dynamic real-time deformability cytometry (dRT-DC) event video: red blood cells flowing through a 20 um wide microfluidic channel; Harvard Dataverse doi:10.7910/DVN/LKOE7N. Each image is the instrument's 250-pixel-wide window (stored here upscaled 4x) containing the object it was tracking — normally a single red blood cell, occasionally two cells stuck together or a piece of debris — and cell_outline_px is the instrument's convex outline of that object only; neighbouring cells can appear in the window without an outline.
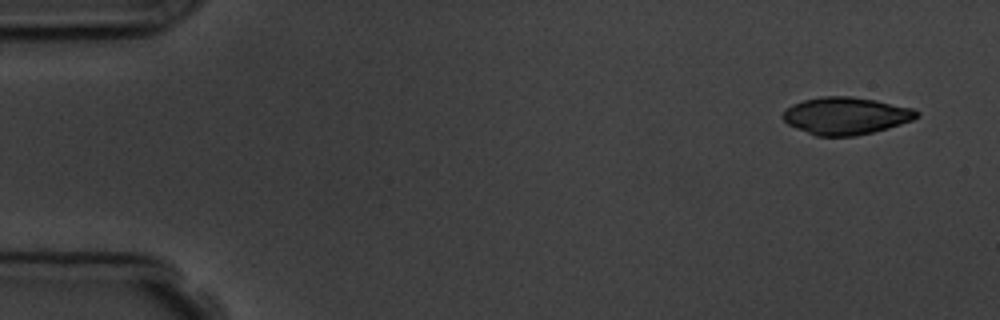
{"species": "common noctule bat (a hibernating species)", "species_latin": "Nyctalus noctula", "temperature_condition": "room temperature", "stored_images_in_passage": 4, "camera_frame_rate_fps": 3000, "um_per_image_px": 0.085, "animal": {"sex": "male", "body_mass_g": 19.5, "forearm_length_mm": 54.6}, "frame": {"image": 1, "passage_image": 1, "time_ms": 0.0, "image_size_px": [1000, 320], "cell_outline_px": [[920, 112], [912, 120], [888, 128], [856, 136], [816, 136], [796, 128], [788, 124], [780, 116], [792, 104], [804, 100], [820, 96], [852, 96], [876, 100], [912, 108]], "centroid_in_image_um": [71.87, 9.84], "position_along_channel_um": 13.1, "area_um2": 29.02}}